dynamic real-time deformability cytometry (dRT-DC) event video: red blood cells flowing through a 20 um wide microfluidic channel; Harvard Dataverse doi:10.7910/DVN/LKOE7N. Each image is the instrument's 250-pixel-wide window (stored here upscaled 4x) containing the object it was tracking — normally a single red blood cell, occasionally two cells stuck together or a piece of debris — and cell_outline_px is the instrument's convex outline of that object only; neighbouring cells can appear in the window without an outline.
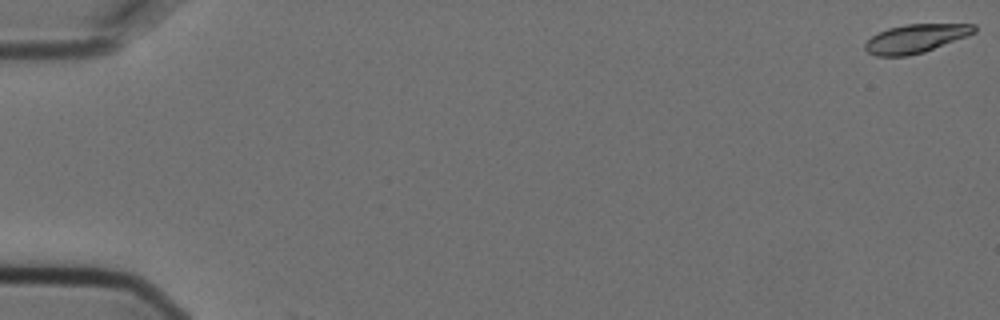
{"species": "Egyptian fruit bat (a non-hibernating species)", "species_latin": "Rousettus aegyptiacus", "temperature_condition": "cold", "stored_images_in_passage": 2, "camera_frame_rate_fps": 3000, "um_per_image_px": 0.085, "animal": {"sex": "female"}, "frame": {"image": 1, "passage_image": 1, "time_ms": 0.0, "image_size_px": [1000, 320], "cell_outline_px": [[976, 32], [968, 36], [924, 52], [908, 56], [876, 56], [868, 52], [864, 48], [864, 44], [872, 36], [888, 28], [904, 24], [976, 24]], "centroid_in_image_um": [77.85, 3.27], "position_along_channel_um": 7.2, "area_um2": 18.21}}